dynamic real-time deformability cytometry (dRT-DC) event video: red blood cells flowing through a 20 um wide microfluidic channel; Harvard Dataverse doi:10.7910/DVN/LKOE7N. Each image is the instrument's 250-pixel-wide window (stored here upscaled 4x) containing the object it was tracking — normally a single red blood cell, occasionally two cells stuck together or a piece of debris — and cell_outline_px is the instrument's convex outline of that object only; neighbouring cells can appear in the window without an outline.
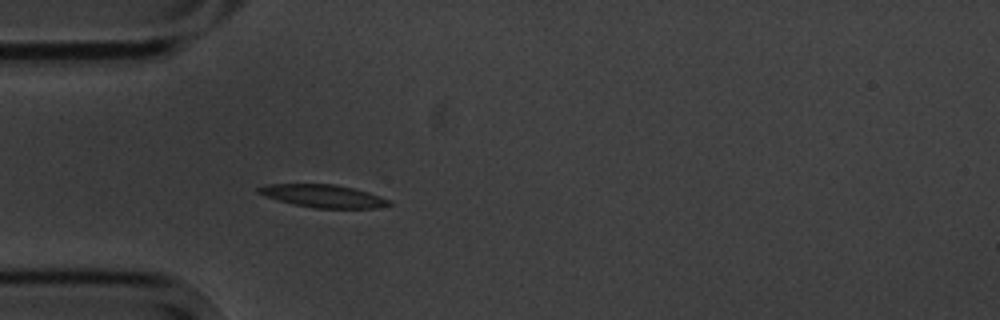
{"species": "common noctule bat (a hibernating species)", "species_latin": "Nyctalus noctula", "temperature_condition": "cold", "stored_images_in_passage": 4, "camera_frame_rate_fps": 3000, "um_per_image_px": 0.085, "animal": {"sex": "male", "body_mass_g": 20.1, "forearm_length_mm": 53.5}, "frame": {"image": 1, "passage_image": 4, "time_ms": 3.667, "image_size_px": [1000, 320], "cell_outline_px": [[392, 204], [376, 208], [316, 208], [292, 204], [256, 192], [256, 188], [268, 184], [332, 184], [352, 188], [368, 192], [388, 200]], "centroid_in_image_um": [27.45, 16.66], "position_along_channel_um": 57.5, "area_um2": 16.99}}